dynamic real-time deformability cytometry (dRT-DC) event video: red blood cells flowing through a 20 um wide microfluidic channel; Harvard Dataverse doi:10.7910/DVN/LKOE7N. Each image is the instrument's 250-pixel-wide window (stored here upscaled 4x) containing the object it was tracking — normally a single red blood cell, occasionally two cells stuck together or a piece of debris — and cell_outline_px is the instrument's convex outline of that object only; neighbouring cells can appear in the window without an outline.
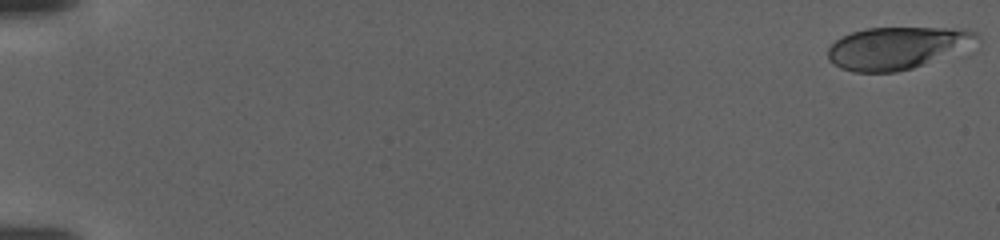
{"species": "human", "species_latin": "Homo sapiens", "temperature_condition": "warm", "stored_images_in_passage": 116, "camera_frame_rate_fps": 3000, "um_per_image_px": 0.085, "donor": {"sex": "female"}, "frame": {"image": 1, "passage_image": 1, "time_ms": 0.0, "image_size_px": [1000, 240], "cell_outline_px": [[980, 40], [976, 52], [968, 56], [896, 72], [856, 72], [840, 68], [832, 64], [828, 60], [828, 48], [836, 40], [852, 32], [868, 28], [964, 28], [976, 32], [980, 36]], "centroid_in_image_um": [76.57, 4.11], "position_along_channel_um": 8.4, "area_um2": 39.07}}
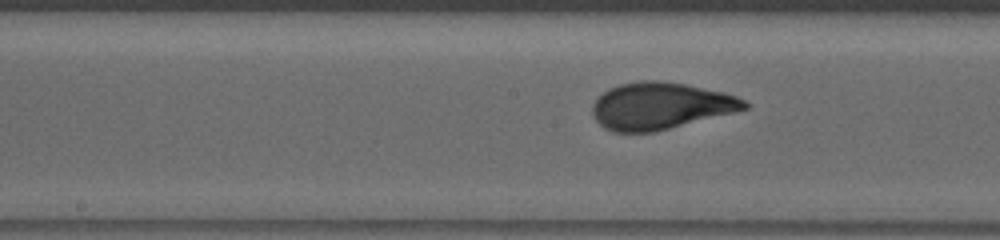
{"frame": {"image": 2, "passage_image": 63, "time_ms": 20.667, "image_size_px": [1000, 240], "cell_outline_px": [[748, 108], [656, 132], [612, 132], [604, 128], [592, 116], [592, 104], [608, 88], [620, 84], [640, 80], [656, 80], [684, 84], [724, 92], [736, 96], [744, 100], [748, 104]], "centroid_in_image_um": [56.1, 9.0], "position_along_channel_um": 192.1, "area_um2": 41.38}}
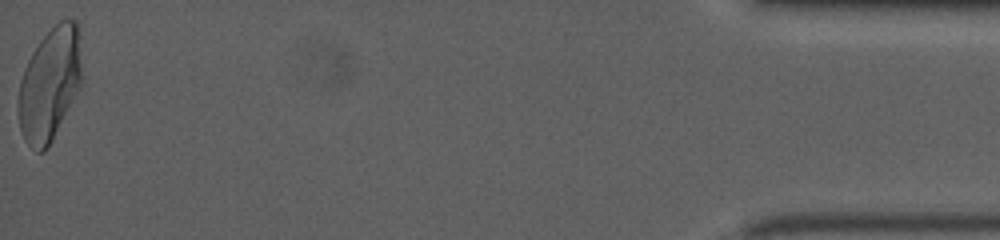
{"frame": {"image": 3, "passage_image": 116, "time_ms": 38.333, "image_size_px": [1000, 240], "cell_outline_px": [[84, 84], [48, 148], [44, 152], [36, 152], [24, 140], [20, 132], [16, 108], [20, 80], [24, 68], [32, 52], [40, 40], [60, 20], [76, 20], [84, 80]], "centroid_in_image_um": [4.23, 7.23], "position_along_channel_um": 431.0, "area_um2": 42.83}}